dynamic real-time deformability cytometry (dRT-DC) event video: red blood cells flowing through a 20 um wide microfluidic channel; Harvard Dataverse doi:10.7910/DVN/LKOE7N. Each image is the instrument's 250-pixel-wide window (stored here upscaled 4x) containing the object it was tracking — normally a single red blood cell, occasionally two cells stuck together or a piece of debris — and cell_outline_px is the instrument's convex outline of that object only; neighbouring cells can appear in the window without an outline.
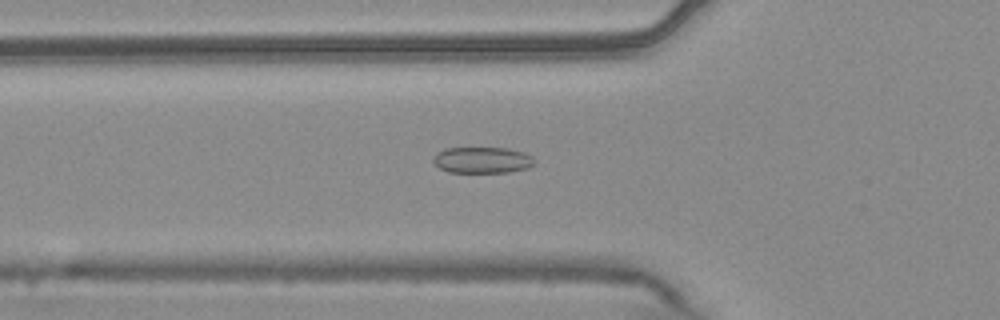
{"species": "common noctule bat (a hibernating species)", "species_latin": "Nyctalus noctula", "temperature_condition": "warm", "stored_images_in_passage": 52, "camera_frame_rate_fps": 3000, "um_per_image_px": 0.085, "animal": {"sex": "male", "body_mass_g": 20.4}, "frame": {"image": 1, "passage_image": 17, "time_ms": 5.333, "image_size_px": [1000, 320], "cell_outline_px": [[536, 164], [528, 168], [508, 172], [448, 172], [440, 168], [432, 160], [436, 152], [444, 148], [508, 148], [524, 152], [532, 156], [536, 160]], "centroid_in_image_um": [41.02, 13.6], "position_along_channel_um": 84.8, "area_um2": 15.61}}
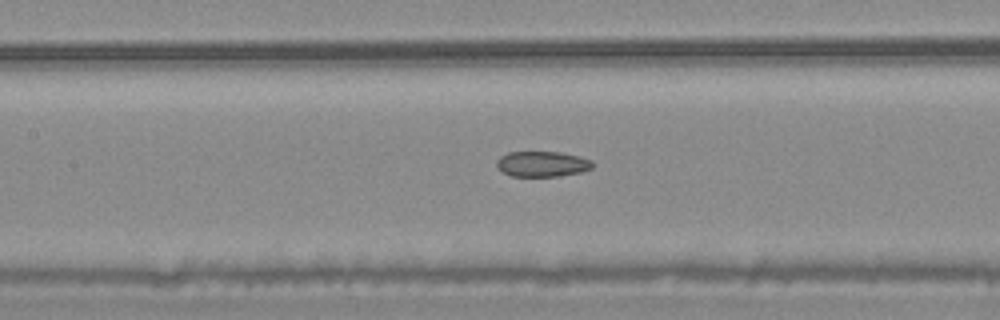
{"frame": {"image": 2, "passage_image": 23, "time_ms": 7.333, "image_size_px": [1000, 320], "cell_outline_px": [[592, 168], [580, 172], [560, 176], [512, 176], [504, 172], [496, 164], [496, 160], [500, 156], [508, 152], [560, 152], [580, 156], [592, 160]], "centroid_in_image_um": [46.1, 13.93], "position_along_channel_um": 161.3, "area_um2": 14.16}}
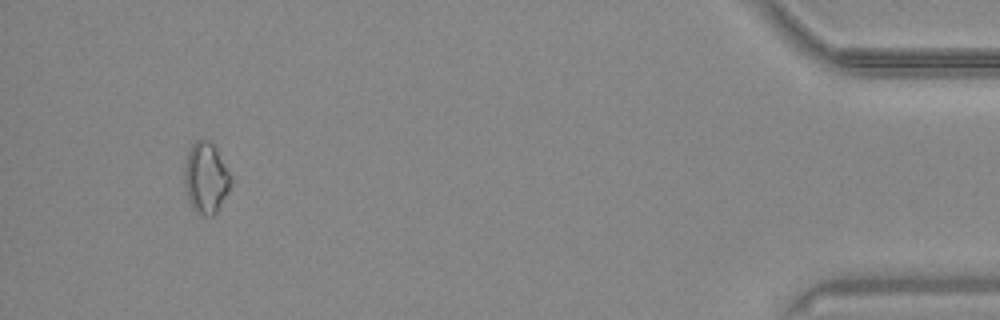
{"frame": {"image": 3, "passage_image": 49, "time_ms": 16.0, "image_size_px": [1000, 320], "cell_outline_px": [[232, 180], [228, 192], [216, 212], [212, 216], [200, 216], [192, 208], [188, 200], [184, 184], [184, 160], [188, 148], [196, 140], [208, 140], [212, 144], [232, 176]], "centroid_in_image_um": [17.47, 15.14], "position_along_channel_um": 417.7, "area_um2": 19.36}, "authors_computed_cell_mechanics": {"area_um2": 15.8372, "velocity_mm_per_s": 3.7739, "shape_relaxation_time_tau1_ms": 6.6064, "shape_relaxation_time_tau2_ms": 3.6499, "deformation_change_tau1": 0.0882, "deformation_change_tau2": 0.083}}